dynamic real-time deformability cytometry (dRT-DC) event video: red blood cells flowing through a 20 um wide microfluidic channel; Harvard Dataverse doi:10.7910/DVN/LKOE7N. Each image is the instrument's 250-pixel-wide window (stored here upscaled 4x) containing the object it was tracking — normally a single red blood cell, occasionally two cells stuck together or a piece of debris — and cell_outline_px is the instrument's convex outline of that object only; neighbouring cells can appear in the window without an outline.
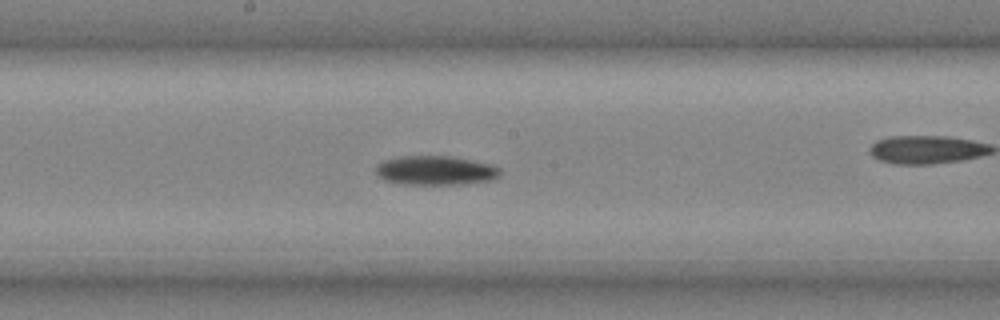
{"species": "common noctule bat (a hibernating species)", "species_latin": "Nyctalus noctula", "temperature_condition": "cold", "stored_images_in_passage": 27, "camera_frame_rate_fps": 3000, "um_per_image_px": 0.085, "animal": {"sex": "male", "body_mass_g": 20.4}, "frame": {"image": 1, "passage_image": 16, "time_ms": 5.0, "image_size_px": [1000, 320], "cell_outline_px": [[500, 176], [492, 180], [464, 184], [400, 184], [384, 180], [376, 172], [376, 164], [384, 160], [404, 156], [452, 156], [492, 164], [500, 168]], "centroid_in_image_um": [37.04, 14.49], "position_along_channel_um": 211.2, "area_um2": 21.27}}
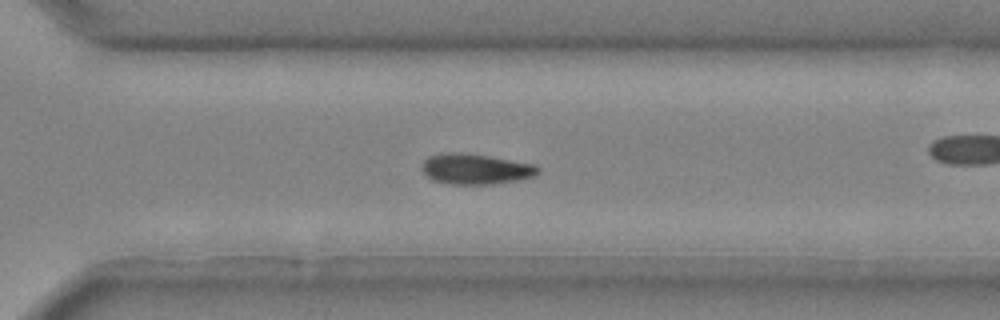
{"frame": {"image": 2, "passage_image": 23, "time_ms": 7.333, "image_size_px": [1000, 320], "cell_outline_px": [[540, 172], [532, 176], [520, 180], [492, 184], [448, 184], [432, 180], [420, 168], [424, 160], [428, 156], [448, 152], [464, 152], [536, 164], [540, 168]], "centroid_in_image_um": [40.42, 14.36], "position_along_channel_um": 330.2, "area_um2": 20.81}}